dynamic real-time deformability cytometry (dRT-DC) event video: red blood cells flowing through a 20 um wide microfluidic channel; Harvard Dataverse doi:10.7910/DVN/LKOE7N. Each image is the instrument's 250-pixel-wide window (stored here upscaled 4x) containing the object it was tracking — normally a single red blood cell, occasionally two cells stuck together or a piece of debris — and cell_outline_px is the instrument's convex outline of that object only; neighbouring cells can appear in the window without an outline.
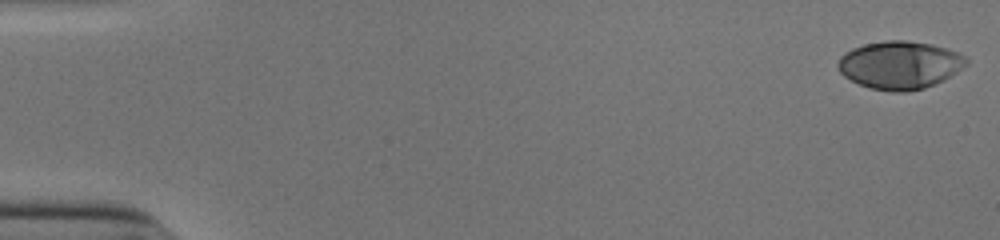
{"species": "human", "species_latin": "Homo sapiens", "temperature_condition": "cold", "stored_images_in_passage": 45, "camera_frame_rate_fps": 3000, "um_per_image_px": 0.085, "donor": {"sex": "male"}, "frame": {"image": 1, "passage_image": 1, "time_ms": 0.0, "image_size_px": [1000, 240], "cell_outline_px": [[968, 64], [944, 80], [924, 88], [904, 92], [892, 92], [872, 88], [860, 84], [844, 76], [840, 72], [836, 64], [840, 56], [844, 52], [852, 48], [864, 44], [884, 40], [908, 40], [932, 44], [948, 48], [964, 56], [968, 60]], "centroid_in_image_um": [76.47, 5.51], "position_along_channel_um": 8.5, "area_um2": 35.95}}
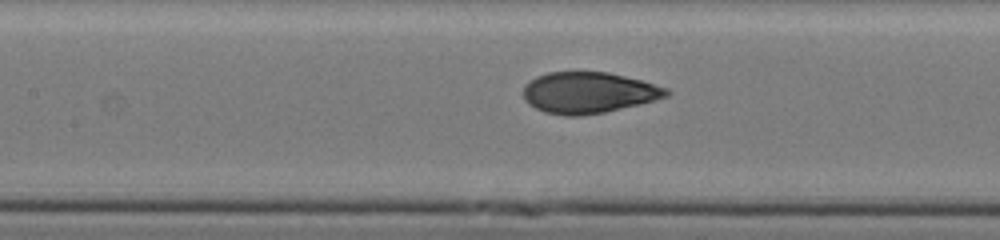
{"frame": {"image": 2, "passage_image": 25, "time_ms": 8.0, "image_size_px": [1000, 240], "cell_outline_px": [[672, 92], [668, 96], [640, 104], [604, 112], [580, 116], [564, 116], [544, 112], [528, 104], [524, 100], [524, 84], [536, 76], [548, 72], [608, 72], [640, 80], [668, 88]], "centroid_in_image_um": [50.01, 7.88], "position_along_channel_um": 157.4, "area_um2": 34.39}}
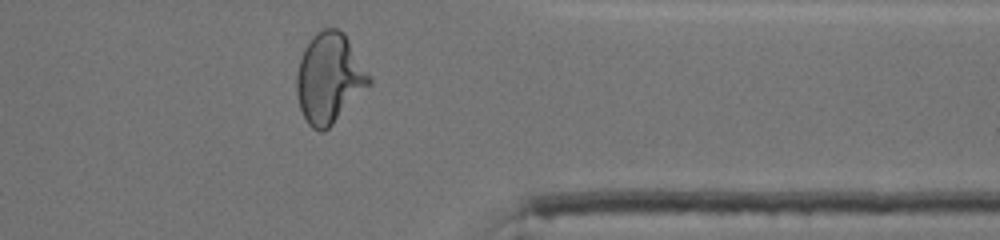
{"frame": {"image": 3, "passage_image": 43, "time_ms": 14.0, "image_size_px": [1000, 240], "cell_outline_px": [[372, 84], [324, 132], [320, 132], [312, 128], [308, 124], [300, 108], [296, 92], [296, 76], [300, 60], [304, 48], [312, 36], [316, 32], [324, 28], [336, 28], [344, 32], [372, 76]], "centroid_in_image_um": [28.01, 6.63], "position_along_channel_um": 383.4, "area_um2": 38.26}, "authors_computed_cell_mechanics": {"area_um2": 34.9112, "velocity_mm_per_s": 3.9091, "shape_relaxation_time_tau1_ms": 6.6896, "shape_relaxation_time_tau2_ms": 0.735, "deformation_change_tau1": 0.2654, "deformation_change_tau2": 0.05}}